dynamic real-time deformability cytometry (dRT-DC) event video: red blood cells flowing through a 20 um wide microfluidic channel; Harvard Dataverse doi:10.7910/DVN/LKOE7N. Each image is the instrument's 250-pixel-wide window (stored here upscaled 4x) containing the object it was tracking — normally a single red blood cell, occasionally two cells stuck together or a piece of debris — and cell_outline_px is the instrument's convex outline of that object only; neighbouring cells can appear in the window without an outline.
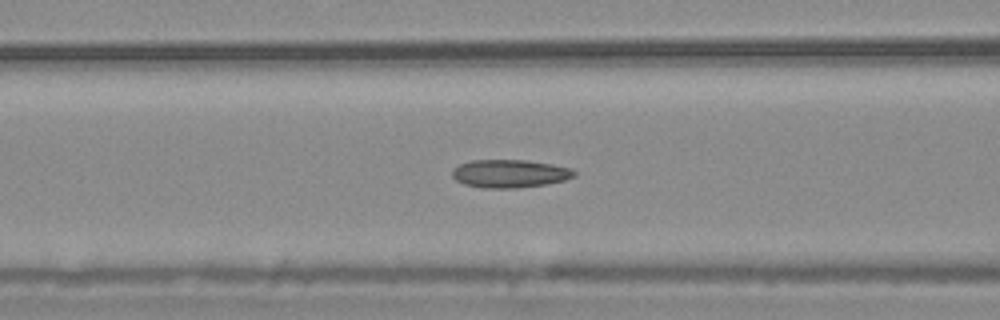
{"species": "common noctule bat (a hibernating species)", "species_latin": "Nyctalus noctula", "temperature_condition": "warm", "stored_images_in_passage": 50, "camera_frame_rate_fps": 3000, "um_per_image_px": 0.085, "animal": {"sex": "male", "body_mass_g": 20.4}, "frame": {"image": 1, "passage_image": 18, "time_ms": 5.667, "image_size_px": [1000, 320], "cell_outline_px": [[576, 176], [564, 180], [548, 184], [516, 188], [480, 188], [464, 184], [456, 180], [452, 176], [452, 168], [460, 164], [472, 160], [524, 160], [552, 164], [572, 168], [576, 172]], "centroid_in_image_um": [43.33, 14.76], "position_along_channel_um": 123.3, "area_um2": 20.11}}
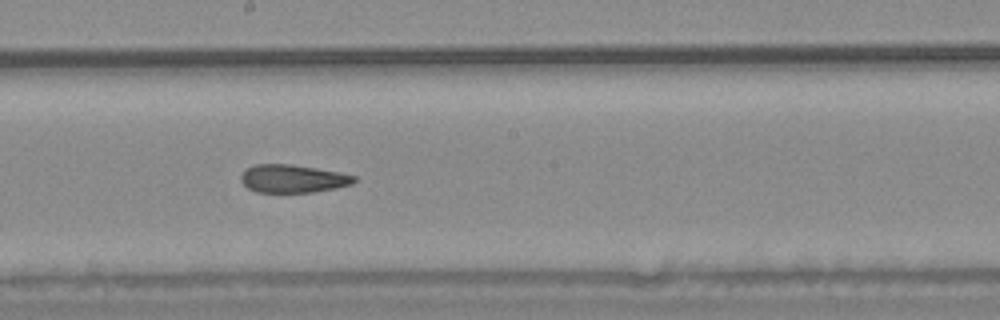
{"frame": {"image": 2, "passage_image": 26, "time_ms": 8.333, "image_size_px": [1000, 320], "cell_outline_px": [[356, 180], [352, 184], [336, 188], [312, 192], [256, 192], [248, 188], [240, 180], [240, 176], [244, 168], [256, 164], [292, 164], [340, 172], [356, 176]], "centroid_in_image_um": [24.87, 15.18], "position_along_channel_um": 223.3, "area_um2": 18.61}}
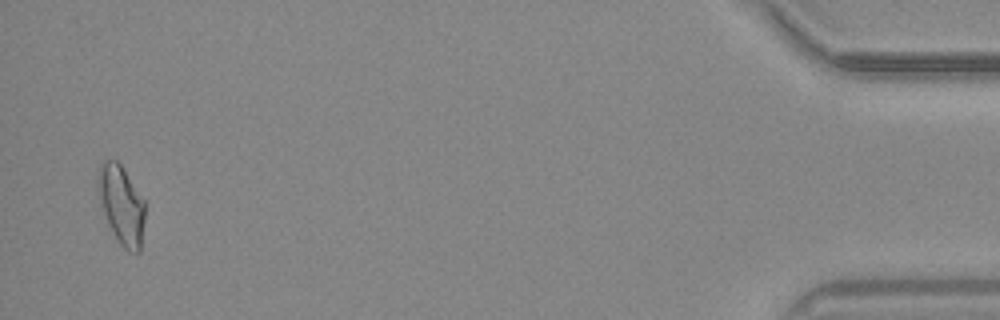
{"frame": {"image": 3, "passage_image": 49, "time_ms": 16.0, "image_size_px": [1000, 320], "cell_outline_px": [[144, 220], [140, 252], [128, 252], [120, 244], [108, 224], [100, 204], [96, 184], [96, 172], [104, 160], [116, 160], [120, 164], [144, 200]], "centroid_in_image_um": [10.29, 17.4], "position_along_channel_um": 424.9, "area_um2": 21.56}, "authors_computed_cell_mechanics": {"area_um2": 19.6809, "velocity_mm_per_s": 3.7464, "shape_relaxation_time_tau1_ms": null, "shape_relaxation_time_tau2_ms": 2.3837, "deformation_change_tau1": null, "deformation_change_tau2": 0.106}}